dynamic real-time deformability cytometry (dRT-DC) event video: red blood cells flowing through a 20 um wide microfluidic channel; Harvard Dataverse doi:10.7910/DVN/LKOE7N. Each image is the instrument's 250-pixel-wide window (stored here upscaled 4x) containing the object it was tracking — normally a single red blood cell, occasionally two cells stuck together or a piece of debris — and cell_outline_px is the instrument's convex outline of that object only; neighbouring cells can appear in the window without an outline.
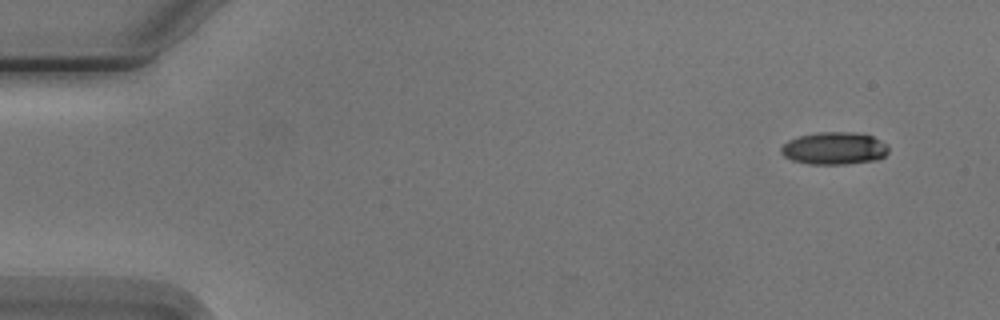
{"species": "Egyptian fruit bat (a non-hibernating species)", "species_latin": "Rousettus aegyptiacus", "temperature_condition": "cold", "stored_images_in_passage": 4, "camera_frame_rate_fps": 3000, "um_per_image_px": 0.085, "animal": {"sex": "male"}, "frame": {"image": 1, "passage_image": 1, "time_ms": 0.0, "image_size_px": [1000, 320], "cell_outline_px": [[888, 152], [880, 160], [848, 164], [808, 164], [792, 160], [784, 156], [780, 152], [780, 148], [788, 140], [800, 136], [816, 132], [852, 132], [872, 136], [888, 144]], "centroid_in_image_um": [70.93, 12.62], "position_along_channel_um": 14.1, "area_um2": 20.52}}
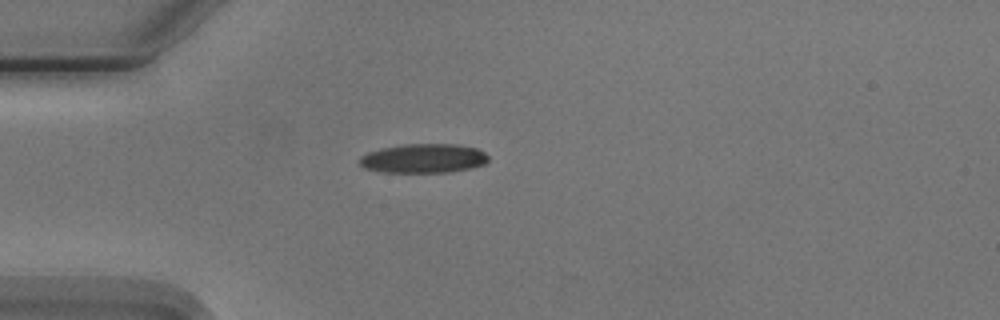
{"frame": {"image": 2, "passage_image": 4, "time_ms": 3.667, "image_size_px": [1000, 320], "cell_outline_px": [[488, 160], [484, 164], [472, 168], [448, 172], [380, 172], [364, 168], [360, 164], [360, 156], [368, 152], [380, 148], [404, 144], [460, 144], [476, 148], [484, 152], [488, 156]], "centroid_in_image_um": [36.0, 13.46], "position_along_channel_um": 49.0, "area_um2": 22.02}}